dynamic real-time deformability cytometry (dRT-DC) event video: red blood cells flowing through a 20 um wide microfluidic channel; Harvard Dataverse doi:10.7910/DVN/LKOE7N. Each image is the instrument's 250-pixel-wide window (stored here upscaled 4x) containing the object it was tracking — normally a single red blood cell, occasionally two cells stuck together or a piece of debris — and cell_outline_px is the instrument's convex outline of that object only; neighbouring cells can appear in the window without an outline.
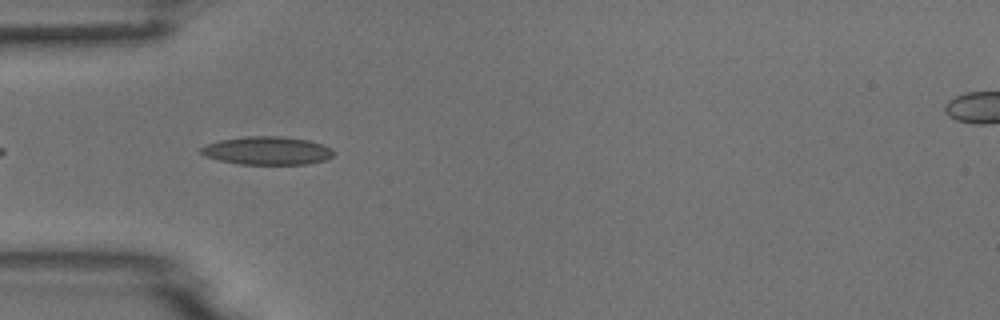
{"species": "common noctule bat (a hibernating species)", "species_latin": "Nyctalus noctula", "temperature_condition": "room temperature", "stored_images_in_passage": 8, "camera_frame_rate_fps": 3000, "um_per_image_px": 0.085, "animal": {"sex": "male", "body_mass_g": 18.8}, "frame": {"image": 1, "passage_image": 4, "time_ms": 1.0, "image_size_px": [1000, 320], "cell_outline_px": [[332, 156], [324, 160], [308, 164], [240, 164], [220, 160], [204, 156], [200, 152], [200, 148], [208, 144], [220, 140], [244, 136], [280, 136], [308, 140], [332, 148]], "centroid_in_image_um": [22.69, 12.8], "position_along_channel_um": 62.3, "area_um2": 21.62}}